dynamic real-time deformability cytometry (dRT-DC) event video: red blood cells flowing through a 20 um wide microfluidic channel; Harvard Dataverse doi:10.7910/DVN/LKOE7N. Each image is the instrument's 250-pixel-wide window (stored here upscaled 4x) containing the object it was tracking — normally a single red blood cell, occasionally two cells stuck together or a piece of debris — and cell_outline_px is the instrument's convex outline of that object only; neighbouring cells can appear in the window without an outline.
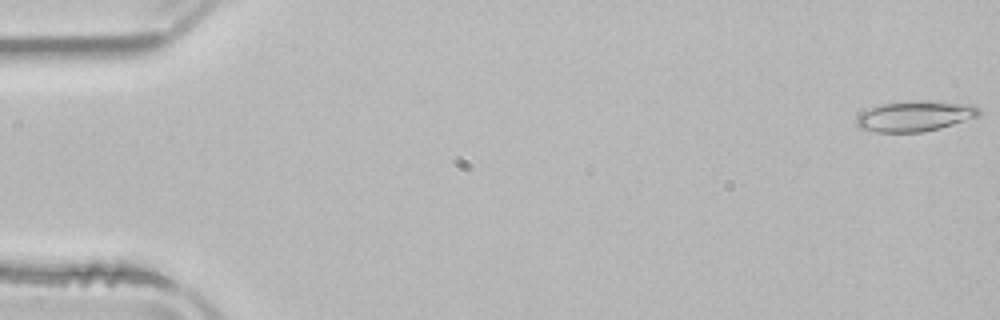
{"species": "common noctule bat (a hibernating species)", "species_latin": "Nyctalus noctula", "temperature_condition": "room temperature", "stored_images_in_passage": 4, "camera_frame_rate_fps": 3000, "um_per_image_px": 0.085, "animal": {"sex": "male", "body_mass_g": 21.5, "forearm_length_mm": 52.0}, "frame": {"image": 1, "passage_image": 1, "time_ms": 0.0, "image_size_px": [1000, 320], "cell_outline_px": [[980, 116], [940, 128], [924, 132], [876, 132], [860, 128], [856, 124], [856, 116], [860, 112], [880, 104], [912, 100], [940, 100], [976, 104], [980, 108]], "centroid_in_image_um": [77.82, 9.84], "position_along_channel_um": 7.2, "area_um2": 22.43}}